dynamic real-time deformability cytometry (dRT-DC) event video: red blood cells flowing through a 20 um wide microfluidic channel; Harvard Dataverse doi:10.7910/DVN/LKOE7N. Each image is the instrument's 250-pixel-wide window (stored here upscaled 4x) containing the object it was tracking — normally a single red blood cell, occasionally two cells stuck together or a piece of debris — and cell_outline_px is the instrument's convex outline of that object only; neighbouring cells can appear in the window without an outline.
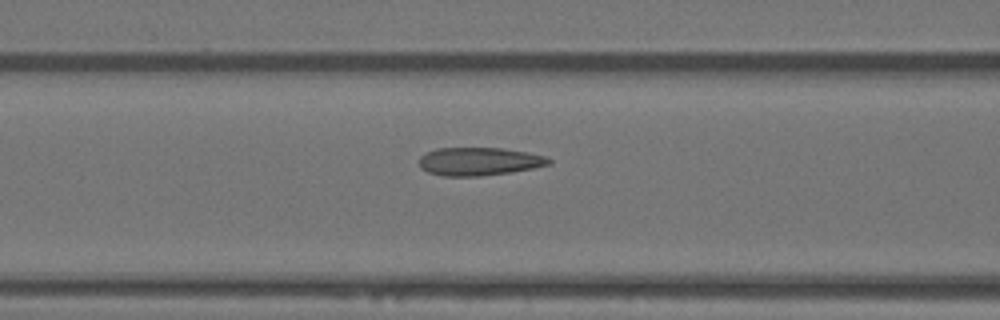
{"species": "Egyptian fruit bat (a non-hibernating species)", "species_latin": "Rousettus aegyptiacus", "temperature_condition": "warm", "stored_images_in_passage": 16, "camera_frame_rate_fps": 3000, "um_per_image_px": 0.085, "animal": {"sex": "female"}, "frame": {"image": 1, "passage_image": 14, "time_ms": 4.333, "image_size_px": [1000, 320], "cell_outline_px": [[552, 164], [512, 172], [480, 176], [444, 176], [428, 172], [420, 168], [420, 156], [436, 148], [500, 148], [524, 152], [544, 156], [552, 160]], "centroid_in_image_um": [40.71, 13.73], "position_along_channel_um": 125.9, "area_um2": 21.1}}